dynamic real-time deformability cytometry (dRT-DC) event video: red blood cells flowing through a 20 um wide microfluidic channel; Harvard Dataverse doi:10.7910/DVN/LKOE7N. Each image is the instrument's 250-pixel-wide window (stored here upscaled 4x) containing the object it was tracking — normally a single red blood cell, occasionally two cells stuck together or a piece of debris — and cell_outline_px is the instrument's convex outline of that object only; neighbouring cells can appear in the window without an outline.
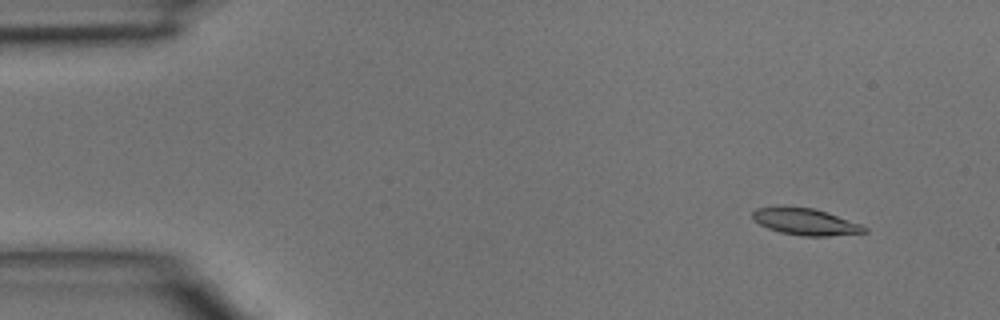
{"species": "common noctule bat (a hibernating species)", "species_latin": "Nyctalus noctula", "temperature_condition": "room temperature", "stored_images_in_passage": 3, "camera_frame_rate_fps": 3000, "um_per_image_px": 0.085, "animal": {"sex": "male", "body_mass_g": 15.6}, "frame": {"image": 1, "passage_image": 1, "time_ms": 0.0, "image_size_px": [1000, 320], "cell_outline_px": [[868, 232], [828, 236], [800, 236], [780, 232], [768, 228], [752, 220], [752, 212], [756, 208], [812, 208], [828, 212], [860, 224], [868, 228]], "centroid_in_image_um": [68.49, 18.87], "position_along_channel_um": 16.5, "area_um2": 17.05}}